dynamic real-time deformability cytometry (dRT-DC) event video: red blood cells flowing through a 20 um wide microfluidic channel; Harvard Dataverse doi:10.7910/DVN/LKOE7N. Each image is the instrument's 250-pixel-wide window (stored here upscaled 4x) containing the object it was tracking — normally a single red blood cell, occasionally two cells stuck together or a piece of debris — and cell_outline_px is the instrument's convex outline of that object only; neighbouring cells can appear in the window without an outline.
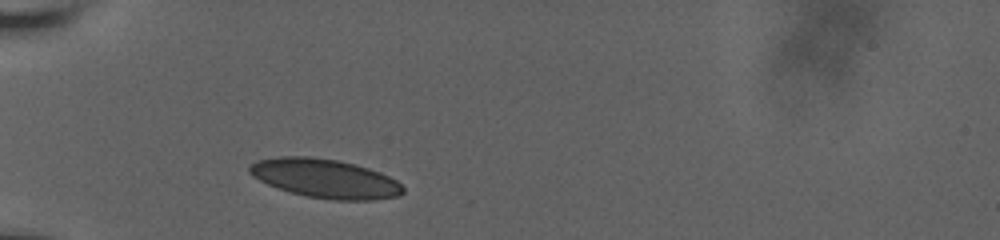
{"species": "human", "species_latin": "Homo sapiens", "temperature_condition": "room temperature", "stored_images_in_passage": 4, "camera_frame_rate_fps": 3000, "um_per_image_px": 0.085, "donor": {"sex": "male"}, "frame": {"image": 1, "passage_image": 1, "time_ms": 0.0, "image_size_px": [1000, 240], "cell_outline_px": [[404, 192], [400, 196], [372, 200], [332, 200], [308, 196], [276, 188], [252, 176], [248, 172], [248, 168], [256, 160], [280, 156], [308, 156], [336, 160], [368, 168], [380, 172], [396, 180], [404, 188]], "centroid_in_image_um": [27.63, 15.17], "position_along_channel_um": 57.4, "area_um2": 34.74}}
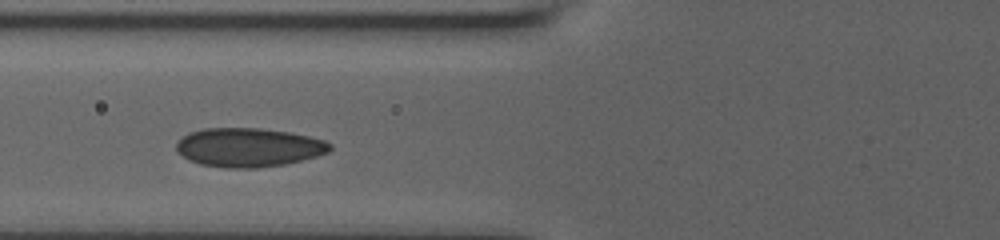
{"frame": {"image": 2, "passage_image": 3, "time_ms": 0.667, "image_size_px": [1000, 240], "cell_outline_px": [[332, 148], [328, 152], [316, 156], [284, 164], [256, 168], [228, 168], [200, 164], [188, 160], [176, 152], [176, 144], [188, 132], [204, 128], [260, 128], [288, 132], [308, 136], [324, 140], [332, 144]], "centroid_in_image_um": [21.1, 12.53], "position_along_channel_um": 104.7, "area_um2": 34.8}}